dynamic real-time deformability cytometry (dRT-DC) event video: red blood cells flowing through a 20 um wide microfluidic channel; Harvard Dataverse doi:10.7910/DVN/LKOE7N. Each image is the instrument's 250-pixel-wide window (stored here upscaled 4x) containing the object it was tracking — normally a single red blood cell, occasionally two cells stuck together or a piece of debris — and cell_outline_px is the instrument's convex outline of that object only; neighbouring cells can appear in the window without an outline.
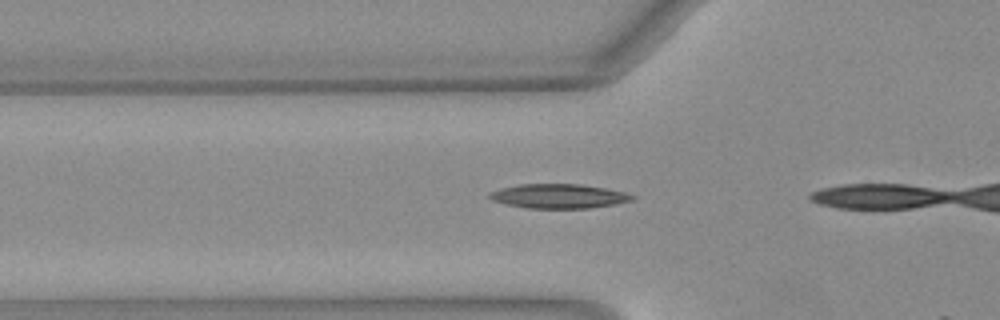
{"species": "Egyptian fruit bat (a non-hibernating species)", "species_latin": "Rousettus aegyptiacus", "temperature_condition": "warm", "stored_images_in_passage": 5, "camera_frame_rate_fps": 3000, "um_per_image_px": 0.085, "animal": {"sex": "female"}, "frame": {"image": 1, "passage_image": 3, "time_ms": 0.667, "image_size_px": [1000, 320], "cell_outline_px": [[636, 196], [632, 200], [616, 204], [588, 208], [528, 208], [508, 204], [492, 200], [488, 196], [492, 192], [500, 188], [520, 184], [580, 184], [604, 188], [624, 192]], "centroid_in_image_um": [47.51, 16.67], "position_along_channel_um": 78.3, "area_um2": 20.0}}